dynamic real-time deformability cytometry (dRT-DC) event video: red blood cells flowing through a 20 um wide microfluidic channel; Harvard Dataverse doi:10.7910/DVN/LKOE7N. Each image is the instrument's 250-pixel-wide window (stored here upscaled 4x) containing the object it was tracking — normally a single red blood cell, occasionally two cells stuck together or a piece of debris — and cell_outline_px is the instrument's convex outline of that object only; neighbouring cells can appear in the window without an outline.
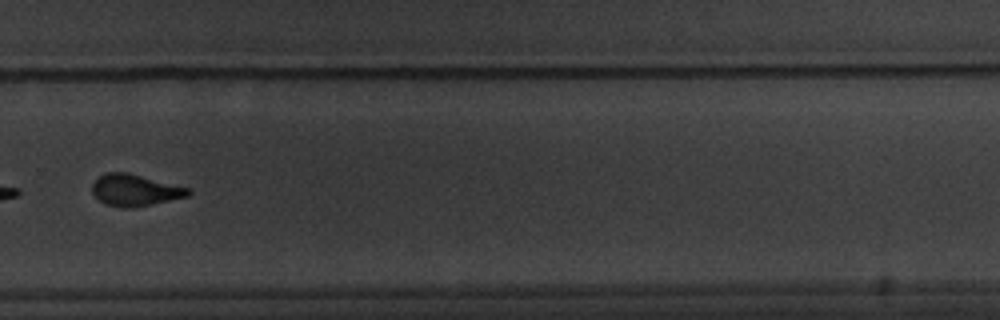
{"species": "common noctule bat (a hibernating species)", "species_latin": "Nyctalus noctula", "temperature_condition": "warm", "stored_images_in_passage": 16, "camera_frame_rate_fps": 3000, "um_per_image_px": 0.085, "animal": {"sex": "male", "body_mass_g": 20.1, "forearm_length_mm": 53.5}, "frame": {"image": 1, "passage_image": 12, "time_ms": 13.0, "image_size_px": [1000, 320], "cell_outline_px": [[192, 192], [188, 196], [152, 204], [132, 208], [124, 208], [104, 204], [92, 192], [92, 184], [100, 176], [108, 172], [128, 172], [188, 188]], "centroid_in_image_um": [11.46, 16.17], "position_along_channel_um": 318.3, "area_um2": 17.51}, "authors_computed_cell_mechanics": {"area_um2": 18.8139, "velocity_mm_per_s": 3.3756, "shape_relaxation_time_tau1_ms": 3.6295, "shape_relaxation_time_tau2_ms": 1.76, "deformation_change_tau1": 0.0953, "deformation_change_tau2": 0.0457}}